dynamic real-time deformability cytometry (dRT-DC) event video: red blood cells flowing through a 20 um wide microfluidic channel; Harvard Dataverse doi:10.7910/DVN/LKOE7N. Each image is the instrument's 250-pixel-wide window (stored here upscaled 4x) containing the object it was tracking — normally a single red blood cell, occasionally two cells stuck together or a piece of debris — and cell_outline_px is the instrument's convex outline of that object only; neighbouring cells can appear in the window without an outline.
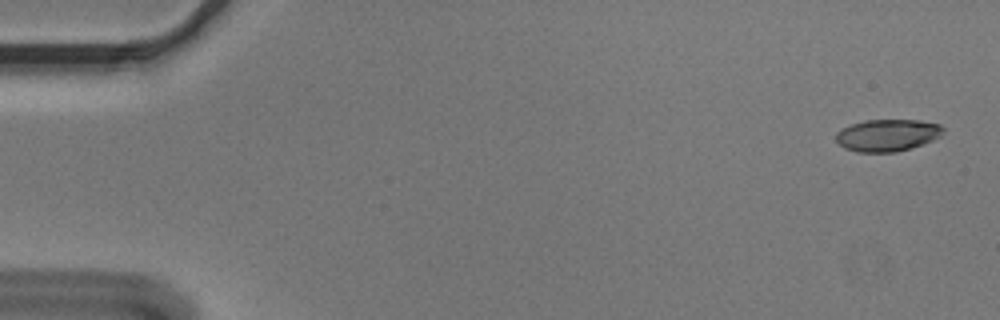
{"species": "Egyptian fruit bat (a non-hibernating species)", "species_latin": "Rousettus aegyptiacus", "temperature_condition": "cold", "stored_images_in_passage": 5, "camera_frame_rate_fps": 3000, "um_per_image_px": 0.085, "animal": {"sex": "male"}, "frame": {"image": 1, "passage_image": 1, "time_ms": 0.0, "image_size_px": [1000, 320], "cell_outline_px": [[944, 132], [940, 136], [932, 140], [912, 148], [896, 152], [856, 152], [844, 148], [836, 140], [836, 132], [840, 128], [864, 120], [920, 120], [940, 124], [944, 128]], "centroid_in_image_um": [75.42, 11.49], "position_along_channel_um": 9.6, "area_um2": 20.17}}